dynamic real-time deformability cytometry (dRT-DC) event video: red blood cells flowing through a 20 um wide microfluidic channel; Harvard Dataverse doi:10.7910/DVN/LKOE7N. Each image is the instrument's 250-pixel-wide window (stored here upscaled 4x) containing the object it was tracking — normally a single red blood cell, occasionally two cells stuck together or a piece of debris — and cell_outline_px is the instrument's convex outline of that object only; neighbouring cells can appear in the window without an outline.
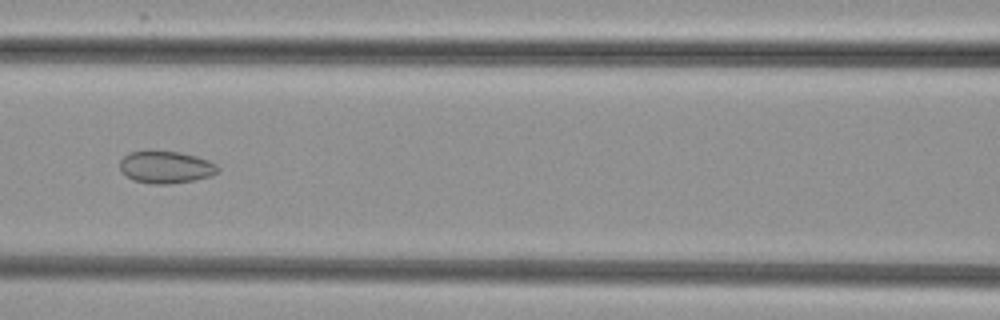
{"species": "common noctule bat (a hibernating species)", "species_latin": "Nyctalus noctula", "temperature_condition": "cold", "stored_images_in_passage": 7, "camera_frame_rate_fps": 3000, "um_per_image_px": 0.085, "animal": {"sex": "female", "body_mass_g": 29.2, "forearm_length_mm": 56.3}, "frame": {"image": 1, "passage_image": 7, "time_ms": 7.0, "image_size_px": [1000, 320], "cell_outline_px": [[220, 168], [212, 176], [192, 180], [168, 184], [152, 184], [132, 180], [120, 172], [120, 160], [128, 152], [148, 148], [152, 148], [180, 152], [196, 156], [208, 160], [216, 164]], "centroid_in_image_um": [14.03, 14.16], "position_along_channel_um": 152.6, "area_um2": 19.07}}